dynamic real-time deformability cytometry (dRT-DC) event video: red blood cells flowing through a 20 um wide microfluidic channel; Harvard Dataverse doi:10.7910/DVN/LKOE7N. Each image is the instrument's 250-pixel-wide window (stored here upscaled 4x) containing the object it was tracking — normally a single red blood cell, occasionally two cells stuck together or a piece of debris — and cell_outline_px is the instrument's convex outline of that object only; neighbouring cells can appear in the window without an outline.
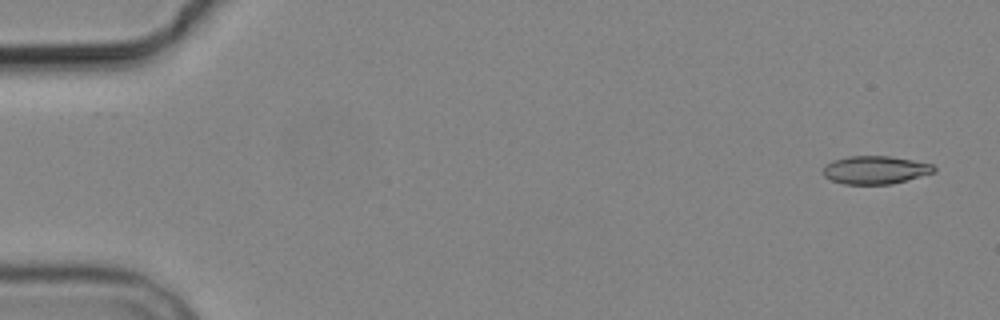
{"species": "common noctule bat (a hibernating species)", "species_latin": "Nyctalus noctula", "temperature_condition": "cold", "stored_images_in_passage": 5, "camera_frame_rate_fps": 3000, "um_per_image_px": 0.085, "animal": {"sex": "male", "body_mass_g": 19.2, "forearm_length_mm": 51.8}, "frame": {"image": 1, "passage_image": 1, "time_ms": 0.0, "image_size_px": [1000, 320], "cell_outline_px": [[936, 172], [892, 184], [844, 184], [832, 180], [824, 176], [824, 168], [832, 160], [848, 156], [892, 156], [932, 164], [936, 168]], "centroid_in_image_um": [74.43, 14.44], "position_along_channel_um": 10.6, "area_um2": 18.09}}